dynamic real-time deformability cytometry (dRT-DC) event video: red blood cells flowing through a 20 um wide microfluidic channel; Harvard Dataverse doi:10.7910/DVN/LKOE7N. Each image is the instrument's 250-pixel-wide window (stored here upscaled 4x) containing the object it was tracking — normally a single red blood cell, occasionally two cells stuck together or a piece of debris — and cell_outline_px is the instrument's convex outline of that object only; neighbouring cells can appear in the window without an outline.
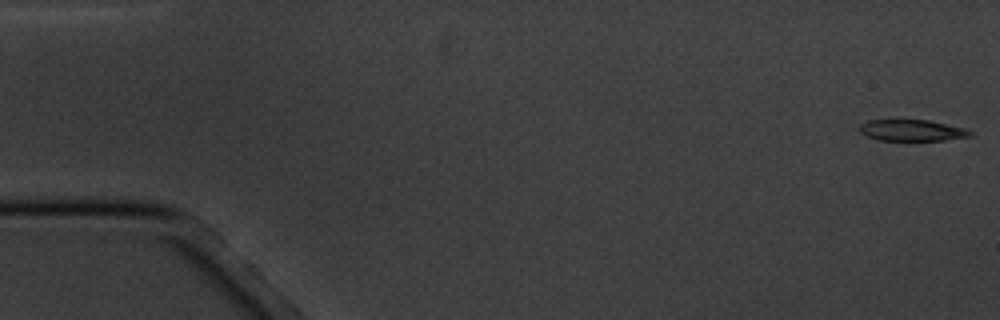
{"species": "common noctule bat (a hibernating species)", "species_latin": "Nyctalus noctula", "temperature_condition": "cold", "stored_images_in_passage": 5, "camera_frame_rate_fps": 3000, "um_per_image_px": 0.085, "animal": {"sex": "male", "body_mass_g": 20.1, "forearm_length_mm": 53.5}, "frame": {"image": 1, "passage_image": 1, "time_ms": 0.0, "image_size_px": [1000, 320], "cell_outline_px": [[972, 136], [944, 140], [880, 140], [868, 136], [860, 132], [856, 128], [860, 124], [868, 120], [896, 116], [928, 120], [968, 128], [972, 132]], "centroid_in_image_um": [77.45, 11.01], "position_along_channel_um": 7.5, "area_um2": 14.68}}
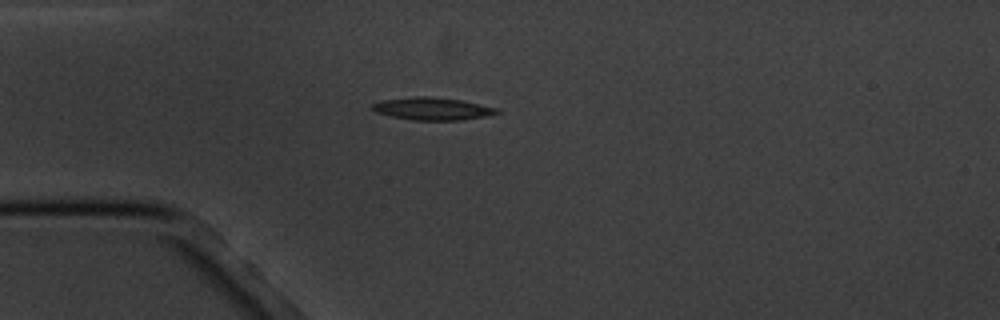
{"frame": {"image": 2, "passage_image": 5, "time_ms": 4.667, "image_size_px": [1000, 320], "cell_outline_px": [[500, 112], [484, 116], [464, 120], [412, 120], [392, 116], [376, 112], [372, 108], [372, 104], [380, 100], [412, 96], [428, 96], [460, 100], [496, 108]], "centroid_in_image_um": [36.7, 9.23], "position_along_channel_um": 48.3, "area_um2": 16.18}}